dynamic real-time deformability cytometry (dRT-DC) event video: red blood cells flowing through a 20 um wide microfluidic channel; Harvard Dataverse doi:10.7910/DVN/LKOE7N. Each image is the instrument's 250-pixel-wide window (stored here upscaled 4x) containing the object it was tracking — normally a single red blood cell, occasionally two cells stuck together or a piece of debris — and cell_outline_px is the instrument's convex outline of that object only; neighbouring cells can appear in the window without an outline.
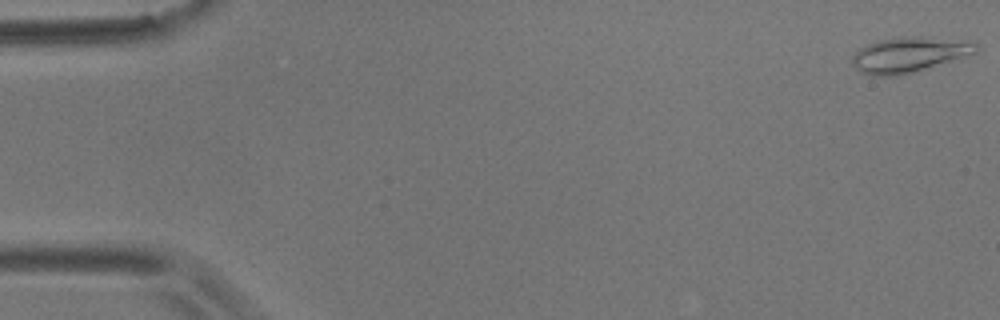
{"species": "common noctule bat (a hibernating species)", "species_latin": "Nyctalus noctula", "temperature_condition": "room temperature", "stored_images_in_passage": 56, "camera_frame_rate_fps": 3000, "um_per_image_px": 0.085, "animal": {"sex": "male", "body_mass_g": 17.9}, "frame": {"image": 1, "passage_image": 1, "time_ms": 0.0, "image_size_px": [1000, 320], "cell_outline_px": [[980, 48], [976, 52], [916, 72], [896, 76], [872, 76], [860, 72], [852, 64], [852, 56], [860, 48], [876, 40], [904, 36], [928, 36], [976, 44]], "centroid_in_image_um": [77.19, 4.65], "position_along_channel_um": 7.8, "area_um2": 25.32}}
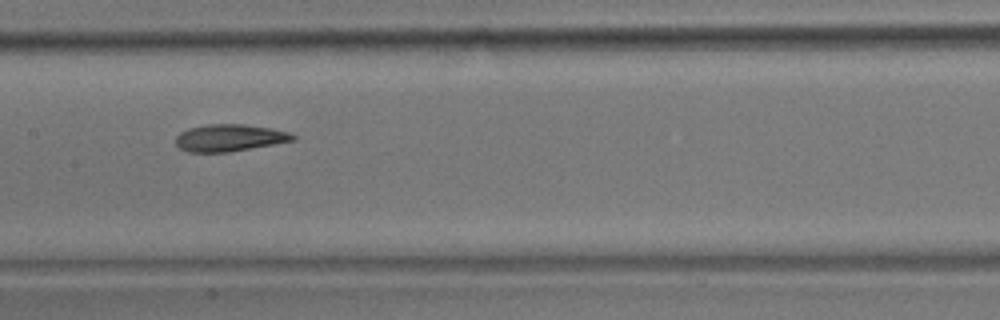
{"frame": {"image": 2, "passage_image": 28, "time_ms": 9.0, "image_size_px": [1000, 320], "cell_outline_px": [[296, 140], [228, 152], [188, 152], [180, 148], [176, 144], [176, 136], [180, 132], [188, 128], [208, 124], [244, 124], [272, 128], [288, 132], [296, 136]], "centroid_in_image_um": [19.5, 11.71], "position_along_channel_um": 187.9, "area_um2": 18.44}}
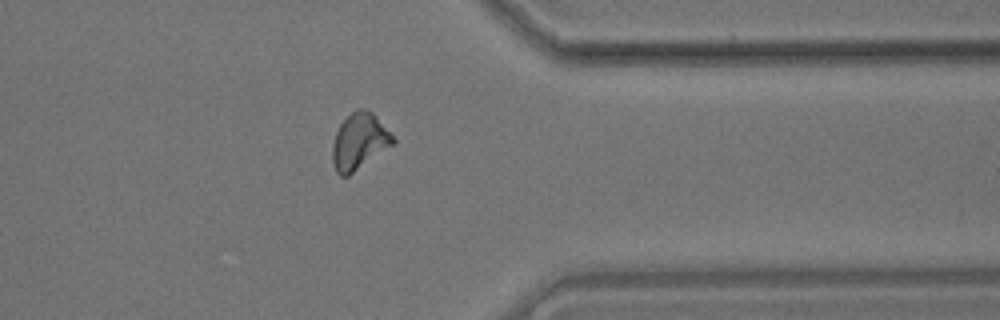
{"frame": {"image": 3, "passage_image": 45, "time_ms": 14.667, "image_size_px": [1000, 320], "cell_outline_px": [[396, 144], [348, 176], [340, 176], [336, 172], [332, 160], [332, 144], [336, 132], [340, 124], [356, 108], [364, 108], [372, 112], [376, 116], [396, 140]], "centroid_in_image_um": [30.55, 12.04], "position_along_channel_um": 380.8, "area_um2": 20.0}, "authors_computed_cell_mechanics": {"area_um2": 19.0162, "velocity_mm_per_s": 3.571, "shape_relaxation_time_tau1_ms": 4.5788, "shape_relaxation_time_tau2_ms": 3.8348, "deformation_change_tau1": 0.1364, "deformation_change_tau2": 0.0892}}